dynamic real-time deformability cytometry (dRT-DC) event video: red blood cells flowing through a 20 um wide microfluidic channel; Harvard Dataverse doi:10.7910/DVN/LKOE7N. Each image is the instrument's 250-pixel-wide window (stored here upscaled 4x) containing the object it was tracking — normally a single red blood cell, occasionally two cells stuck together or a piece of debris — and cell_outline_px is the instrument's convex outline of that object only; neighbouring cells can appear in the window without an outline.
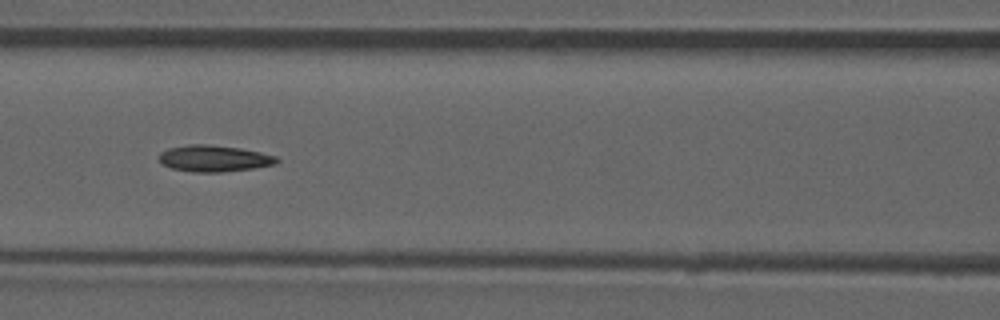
{"species": "common noctule bat (a hibernating species)", "species_latin": "Nyctalus noctula", "temperature_condition": "room temperature", "stored_images_in_passage": 52, "camera_frame_rate_fps": 3000, "um_per_image_px": 0.085, "animal": {"sex": "male", "forearm_length_mm": 52.5}, "frame": {"image": 1, "passage_image": 23, "time_ms": 7.333, "image_size_px": [1000, 320], "cell_outline_px": [[280, 160], [276, 164], [252, 168], [224, 172], [192, 172], [172, 168], [160, 164], [160, 152], [168, 148], [188, 144], [208, 144], [240, 148], [260, 152], [276, 156]], "centroid_in_image_um": [18.18, 13.47], "position_along_channel_um": 148.4, "area_um2": 18.21}, "authors_computed_cell_mechanics": {"area_um2": 17.7446, "velocity_mm_per_s": 3.8913, "shape_relaxation_time_tau1_ms": null, "shape_relaxation_time_tau2_ms": 5.6739, "deformation_change_tau1": null, "deformation_change_tau2": 0.1383}}